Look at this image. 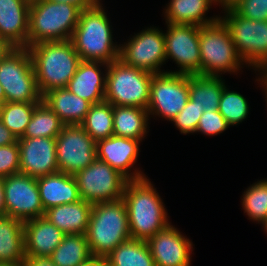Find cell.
Returning a JSON list of instances; mask_svg holds the SVG:
<instances>
[{
	"label": "cell",
	"mask_w": 267,
	"mask_h": 266,
	"mask_svg": "<svg viewBox=\"0 0 267 266\" xmlns=\"http://www.w3.org/2000/svg\"><path fill=\"white\" fill-rule=\"evenodd\" d=\"M220 19L225 23L237 53L248 67L263 71L267 67V21L250 20L240 16L231 6Z\"/></svg>",
	"instance_id": "obj_8"
},
{
	"label": "cell",
	"mask_w": 267,
	"mask_h": 266,
	"mask_svg": "<svg viewBox=\"0 0 267 266\" xmlns=\"http://www.w3.org/2000/svg\"><path fill=\"white\" fill-rule=\"evenodd\" d=\"M215 1L218 2L219 6L221 5V7L228 6V0H215Z\"/></svg>",
	"instance_id": "obj_48"
},
{
	"label": "cell",
	"mask_w": 267,
	"mask_h": 266,
	"mask_svg": "<svg viewBox=\"0 0 267 266\" xmlns=\"http://www.w3.org/2000/svg\"><path fill=\"white\" fill-rule=\"evenodd\" d=\"M97 159L96 141L81 125H64L56 137L59 172L75 175Z\"/></svg>",
	"instance_id": "obj_13"
},
{
	"label": "cell",
	"mask_w": 267,
	"mask_h": 266,
	"mask_svg": "<svg viewBox=\"0 0 267 266\" xmlns=\"http://www.w3.org/2000/svg\"><path fill=\"white\" fill-rule=\"evenodd\" d=\"M105 101L113 106L147 109L153 73L124 64L120 59L108 64Z\"/></svg>",
	"instance_id": "obj_7"
},
{
	"label": "cell",
	"mask_w": 267,
	"mask_h": 266,
	"mask_svg": "<svg viewBox=\"0 0 267 266\" xmlns=\"http://www.w3.org/2000/svg\"><path fill=\"white\" fill-rule=\"evenodd\" d=\"M147 177L128 181L123 201L127 209L131 239L145 240L170 224L159 193Z\"/></svg>",
	"instance_id": "obj_1"
},
{
	"label": "cell",
	"mask_w": 267,
	"mask_h": 266,
	"mask_svg": "<svg viewBox=\"0 0 267 266\" xmlns=\"http://www.w3.org/2000/svg\"><path fill=\"white\" fill-rule=\"evenodd\" d=\"M241 200L244 213L249 219L263 224L267 219V179L250 185Z\"/></svg>",
	"instance_id": "obj_34"
},
{
	"label": "cell",
	"mask_w": 267,
	"mask_h": 266,
	"mask_svg": "<svg viewBox=\"0 0 267 266\" xmlns=\"http://www.w3.org/2000/svg\"><path fill=\"white\" fill-rule=\"evenodd\" d=\"M92 203L79 200L49 208L44 217L65 234L85 235L90 221Z\"/></svg>",
	"instance_id": "obj_23"
},
{
	"label": "cell",
	"mask_w": 267,
	"mask_h": 266,
	"mask_svg": "<svg viewBox=\"0 0 267 266\" xmlns=\"http://www.w3.org/2000/svg\"><path fill=\"white\" fill-rule=\"evenodd\" d=\"M6 215L21 221L44 217L37 179L17 173L3 177Z\"/></svg>",
	"instance_id": "obj_15"
},
{
	"label": "cell",
	"mask_w": 267,
	"mask_h": 266,
	"mask_svg": "<svg viewBox=\"0 0 267 266\" xmlns=\"http://www.w3.org/2000/svg\"><path fill=\"white\" fill-rule=\"evenodd\" d=\"M29 0H0V40L13 48L28 47Z\"/></svg>",
	"instance_id": "obj_19"
},
{
	"label": "cell",
	"mask_w": 267,
	"mask_h": 266,
	"mask_svg": "<svg viewBox=\"0 0 267 266\" xmlns=\"http://www.w3.org/2000/svg\"><path fill=\"white\" fill-rule=\"evenodd\" d=\"M81 9L70 3L33 0L29 8L28 47L44 41L70 40Z\"/></svg>",
	"instance_id": "obj_5"
},
{
	"label": "cell",
	"mask_w": 267,
	"mask_h": 266,
	"mask_svg": "<svg viewBox=\"0 0 267 266\" xmlns=\"http://www.w3.org/2000/svg\"><path fill=\"white\" fill-rule=\"evenodd\" d=\"M236 0H228V6H230Z\"/></svg>",
	"instance_id": "obj_54"
},
{
	"label": "cell",
	"mask_w": 267,
	"mask_h": 266,
	"mask_svg": "<svg viewBox=\"0 0 267 266\" xmlns=\"http://www.w3.org/2000/svg\"><path fill=\"white\" fill-rule=\"evenodd\" d=\"M56 266H78L93 257L85 235L65 234L49 256Z\"/></svg>",
	"instance_id": "obj_29"
},
{
	"label": "cell",
	"mask_w": 267,
	"mask_h": 266,
	"mask_svg": "<svg viewBox=\"0 0 267 266\" xmlns=\"http://www.w3.org/2000/svg\"><path fill=\"white\" fill-rule=\"evenodd\" d=\"M230 126L218 110L204 111L197 125L196 133L201 132L207 136L218 135Z\"/></svg>",
	"instance_id": "obj_39"
},
{
	"label": "cell",
	"mask_w": 267,
	"mask_h": 266,
	"mask_svg": "<svg viewBox=\"0 0 267 266\" xmlns=\"http://www.w3.org/2000/svg\"><path fill=\"white\" fill-rule=\"evenodd\" d=\"M85 237L91 254L100 258H105L118 245L131 239L123 198L92 205Z\"/></svg>",
	"instance_id": "obj_4"
},
{
	"label": "cell",
	"mask_w": 267,
	"mask_h": 266,
	"mask_svg": "<svg viewBox=\"0 0 267 266\" xmlns=\"http://www.w3.org/2000/svg\"><path fill=\"white\" fill-rule=\"evenodd\" d=\"M20 173L39 178L59 172L56 138H19Z\"/></svg>",
	"instance_id": "obj_17"
},
{
	"label": "cell",
	"mask_w": 267,
	"mask_h": 266,
	"mask_svg": "<svg viewBox=\"0 0 267 266\" xmlns=\"http://www.w3.org/2000/svg\"><path fill=\"white\" fill-rule=\"evenodd\" d=\"M102 5L81 10L70 41L82 61L110 64L119 59L120 45L113 41L112 25Z\"/></svg>",
	"instance_id": "obj_2"
},
{
	"label": "cell",
	"mask_w": 267,
	"mask_h": 266,
	"mask_svg": "<svg viewBox=\"0 0 267 266\" xmlns=\"http://www.w3.org/2000/svg\"><path fill=\"white\" fill-rule=\"evenodd\" d=\"M24 222L0 217V263H23L25 259Z\"/></svg>",
	"instance_id": "obj_26"
},
{
	"label": "cell",
	"mask_w": 267,
	"mask_h": 266,
	"mask_svg": "<svg viewBox=\"0 0 267 266\" xmlns=\"http://www.w3.org/2000/svg\"><path fill=\"white\" fill-rule=\"evenodd\" d=\"M215 0H170L165 7V22L169 24H184L204 26L220 19L219 16L207 18L206 13Z\"/></svg>",
	"instance_id": "obj_25"
},
{
	"label": "cell",
	"mask_w": 267,
	"mask_h": 266,
	"mask_svg": "<svg viewBox=\"0 0 267 266\" xmlns=\"http://www.w3.org/2000/svg\"><path fill=\"white\" fill-rule=\"evenodd\" d=\"M230 6L246 19L267 21V0H236Z\"/></svg>",
	"instance_id": "obj_38"
},
{
	"label": "cell",
	"mask_w": 267,
	"mask_h": 266,
	"mask_svg": "<svg viewBox=\"0 0 267 266\" xmlns=\"http://www.w3.org/2000/svg\"><path fill=\"white\" fill-rule=\"evenodd\" d=\"M156 266H190L193 243L171 223L147 241Z\"/></svg>",
	"instance_id": "obj_16"
},
{
	"label": "cell",
	"mask_w": 267,
	"mask_h": 266,
	"mask_svg": "<svg viewBox=\"0 0 267 266\" xmlns=\"http://www.w3.org/2000/svg\"><path fill=\"white\" fill-rule=\"evenodd\" d=\"M40 102H4L0 121L17 139L24 135L35 107Z\"/></svg>",
	"instance_id": "obj_33"
},
{
	"label": "cell",
	"mask_w": 267,
	"mask_h": 266,
	"mask_svg": "<svg viewBox=\"0 0 267 266\" xmlns=\"http://www.w3.org/2000/svg\"><path fill=\"white\" fill-rule=\"evenodd\" d=\"M259 76H261V77H258V79H256L257 80V82L258 81H260L261 83H260V85H262L263 87L262 88H264V92H265V95H266V104H267V83L263 80V77H262V75H261V73H260V75Z\"/></svg>",
	"instance_id": "obj_46"
},
{
	"label": "cell",
	"mask_w": 267,
	"mask_h": 266,
	"mask_svg": "<svg viewBox=\"0 0 267 266\" xmlns=\"http://www.w3.org/2000/svg\"><path fill=\"white\" fill-rule=\"evenodd\" d=\"M64 123L43 101L34 109L30 122L21 138L47 137L56 138Z\"/></svg>",
	"instance_id": "obj_31"
},
{
	"label": "cell",
	"mask_w": 267,
	"mask_h": 266,
	"mask_svg": "<svg viewBox=\"0 0 267 266\" xmlns=\"http://www.w3.org/2000/svg\"><path fill=\"white\" fill-rule=\"evenodd\" d=\"M203 112L204 108H201L189 99L184 109L171 122L174 123L182 134L196 133L197 125Z\"/></svg>",
	"instance_id": "obj_36"
},
{
	"label": "cell",
	"mask_w": 267,
	"mask_h": 266,
	"mask_svg": "<svg viewBox=\"0 0 267 266\" xmlns=\"http://www.w3.org/2000/svg\"><path fill=\"white\" fill-rule=\"evenodd\" d=\"M119 45V59L124 64L153 74L167 72L160 69L166 63L165 37L156 26L143 29Z\"/></svg>",
	"instance_id": "obj_11"
},
{
	"label": "cell",
	"mask_w": 267,
	"mask_h": 266,
	"mask_svg": "<svg viewBox=\"0 0 267 266\" xmlns=\"http://www.w3.org/2000/svg\"><path fill=\"white\" fill-rule=\"evenodd\" d=\"M64 235L45 217L24 221L25 255L49 257L62 242Z\"/></svg>",
	"instance_id": "obj_21"
},
{
	"label": "cell",
	"mask_w": 267,
	"mask_h": 266,
	"mask_svg": "<svg viewBox=\"0 0 267 266\" xmlns=\"http://www.w3.org/2000/svg\"><path fill=\"white\" fill-rule=\"evenodd\" d=\"M104 258H100V257H95L93 256L91 259H89L88 261L78 265V266H98L99 263L103 260Z\"/></svg>",
	"instance_id": "obj_45"
},
{
	"label": "cell",
	"mask_w": 267,
	"mask_h": 266,
	"mask_svg": "<svg viewBox=\"0 0 267 266\" xmlns=\"http://www.w3.org/2000/svg\"><path fill=\"white\" fill-rule=\"evenodd\" d=\"M0 266H24L23 263L9 264V263H0Z\"/></svg>",
	"instance_id": "obj_49"
},
{
	"label": "cell",
	"mask_w": 267,
	"mask_h": 266,
	"mask_svg": "<svg viewBox=\"0 0 267 266\" xmlns=\"http://www.w3.org/2000/svg\"><path fill=\"white\" fill-rule=\"evenodd\" d=\"M218 111L229 126H235L248 116L249 104L242 94L231 91L225 86L220 98Z\"/></svg>",
	"instance_id": "obj_35"
},
{
	"label": "cell",
	"mask_w": 267,
	"mask_h": 266,
	"mask_svg": "<svg viewBox=\"0 0 267 266\" xmlns=\"http://www.w3.org/2000/svg\"><path fill=\"white\" fill-rule=\"evenodd\" d=\"M107 67V63L100 61H81L66 88L91 104L105 101Z\"/></svg>",
	"instance_id": "obj_20"
},
{
	"label": "cell",
	"mask_w": 267,
	"mask_h": 266,
	"mask_svg": "<svg viewBox=\"0 0 267 266\" xmlns=\"http://www.w3.org/2000/svg\"><path fill=\"white\" fill-rule=\"evenodd\" d=\"M147 109L133 106H113V133L116 136L144 140L149 132Z\"/></svg>",
	"instance_id": "obj_27"
},
{
	"label": "cell",
	"mask_w": 267,
	"mask_h": 266,
	"mask_svg": "<svg viewBox=\"0 0 267 266\" xmlns=\"http://www.w3.org/2000/svg\"><path fill=\"white\" fill-rule=\"evenodd\" d=\"M37 185L44 210L81 200L73 175L62 172L37 178Z\"/></svg>",
	"instance_id": "obj_22"
},
{
	"label": "cell",
	"mask_w": 267,
	"mask_h": 266,
	"mask_svg": "<svg viewBox=\"0 0 267 266\" xmlns=\"http://www.w3.org/2000/svg\"><path fill=\"white\" fill-rule=\"evenodd\" d=\"M111 266H156L145 240L129 239L105 258Z\"/></svg>",
	"instance_id": "obj_30"
},
{
	"label": "cell",
	"mask_w": 267,
	"mask_h": 266,
	"mask_svg": "<svg viewBox=\"0 0 267 266\" xmlns=\"http://www.w3.org/2000/svg\"><path fill=\"white\" fill-rule=\"evenodd\" d=\"M199 45L201 75L220 76L227 72L237 74L244 65L229 30L221 19L199 26Z\"/></svg>",
	"instance_id": "obj_6"
},
{
	"label": "cell",
	"mask_w": 267,
	"mask_h": 266,
	"mask_svg": "<svg viewBox=\"0 0 267 266\" xmlns=\"http://www.w3.org/2000/svg\"><path fill=\"white\" fill-rule=\"evenodd\" d=\"M98 266H111V264L107 260L103 259Z\"/></svg>",
	"instance_id": "obj_51"
},
{
	"label": "cell",
	"mask_w": 267,
	"mask_h": 266,
	"mask_svg": "<svg viewBox=\"0 0 267 266\" xmlns=\"http://www.w3.org/2000/svg\"><path fill=\"white\" fill-rule=\"evenodd\" d=\"M0 83L5 102H41L28 48H13L0 62Z\"/></svg>",
	"instance_id": "obj_9"
},
{
	"label": "cell",
	"mask_w": 267,
	"mask_h": 266,
	"mask_svg": "<svg viewBox=\"0 0 267 266\" xmlns=\"http://www.w3.org/2000/svg\"><path fill=\"white\" fill-rule=\"evenodd\" d=\"M3 104H4V103H1V102H0V116H1V113H2V107H3Z\"/></svg>",
	"instance_id": "obj_53"
},
{
	"label": "cell",
	"mask_w": 267,
	"mask_h": 266,
	"mask_svg": "<svg viewBox=\"0 0 267 266\" xmlns=\"http://www.w3.org/2000/svg\"><path fill=\"white\" fill-rule=\"evenodd\" d=\"M81 126L96 142L113 136V105L107 101L92 104Z\"/></svg>",
	"instance_id": "obj_32"
},
{
	"label": "cell",
	"mask_w": 267,
	"mask_h": 266,
	"mask_svg": "<svg viewBox=\"0 0 267 266\" xmlns=\"http://www.w3.org/2000/svg\"><path fill=\"white\" fill-rule=\"evenodd\" d=\"M42 101L58 115L64 125H81L92 105L67 88H56L44 93Z\"/></svg>",
	"instance_id": "obj_24"
},
{
	"label": "cell",
	"mask_w": 267,
	"mask_h": 266,
	"mask_svg": "<svg viewBox=\"0 0 267 266\" xmlns=\"http://www.w3.org/2000/svg\"><path fill=\"white\" fill-rule=\"evenodd\" d=\"M222 76L189 75V99L204 111L218 110L225 80Z\"/></svg>",
	"instance_id": "obj_28"
},
{
	"label": "cell",
	"mask_w": 267,
	"mask_h": 266,
	"mask_svg": "<svg viewBox=\"0 0 267 266\" xmlns=\"http://www.w3.org/2000/svg\"><path fill=\"white\" fill-rule=\"evenodd\" d=\"M189 100V75L164 72L153 74L147 111L171 121Z\"/></svg>",
	"instance_id": "obj_12"
},
{
	"label": "cell",
	"mask_w": 267,
	"mask_h": 266,
	"mask_svg": "<svg viewBox=\"0 0 267 266\" xmlns=\"http://www.w3.org/2000/svg\"><path fill=\"white\" fill-rule=\"evenodd\" d=\"M27 48L41 95L66 88L82 61L70 40L44 41Z\"/></svg>",
	"instance_id": "obj_3"
},
{
	"label": "cell",
	"mask_w": 267,
	"mask_h": 266,
	"mask_svg": "<svg viewBox=\"0 0 267 266\" xmlns=\"http://www.w3.org/2000/svg\"><path fill=\"white\" fill-rule=\"evenodd\" d=\"M0 102L1 103L5 102V93H4V90H3L1 83H0Z\"/></svg>",
	"instance_id": "obj_47"
},
{
	"label": "cell",
	"mask_w": 267,
	"mask_h": 266,
	"mask_svg": "<svg viewBox=\"0 0 267 266\" xmlns=\"http://www.w3.org/2000/svg\"><path fill=\"white\" fill-rule=\"evenodd\" d=\"M24 266H56L50 257L45 256H26Z\"/></svg>",
	"instance_id": "obj_40"
},
{
	"label": "cell",
	"mask_w": 267,
	"mask_h": 266,
	"mask_svg": "<svg viewBox=\"0 0 267 266\" xmlns=\"http://www.w3.org/2000/svg\"><path fill=\"white\" fill-rule=\"evenodd\" d=\"M56 3H70L78 6L81 10L93 7L100 3L102 0H49Z\"/></svg>",
	"instance_id": "obj_42"
},
{
	"label": "cell",
	"mask_w": 267,
	"mask_h": 266,
	"mask_svg": "<svg viewBox=\"0 0 267 266\" xmlns=\"http://www.w3.org/2000/svg\"><path fill=\"white\" fill-rule=\"evenodd\" d=\"M80 198L89 203L119 200L129 181L109 164L96 159L74 175Z\"/></svg>",
	"instance_id": "obj_10"
},
{
	"label": "cell",
	"mask_w": 267,
	"mask_h": 266,
	"mask_svg": "<svg viewBox=\"0 0 267 266\" xmlns=\"http://www.w3.org/2000/svg\"><path fill=\"white\" fill-rule=\"evenodd\" d=\"M17 141L15 135L0 121V146L13 144Z\"/></svg>",
	"instance_id": "obj_41"
},
{
	"label": "cell",
	"mask_w": 267,
	"mask_h": 266,
	"mask_svg": "<svg viewBox=\"0 0 267 266\" xmlns=\"http://www.w3.org/2000/svg\"><path fill=\"white\" fill-rule=\"evenodd\" d=\"M13 49V47L3 41V40H0V62L5 58V56Z\"/></svg>",
	"instance_id": "obj_44"
},
{
	"label": "cell",
	"mask_w": 267,
	"mask_h": 266,
	"mask_svg": "<svg viewBox=\"0 0 267 266\" xmlns=\"http://www.w3.org/2000/svg\"><path fill=\"white\" fill-rule=\"evenodd\" d=\"M260 73H262L263 80L267 83V67Z\"/></svg>",
	"instance_id": "obj_50"
},
{
	"label": "cell",
	"mask_w": 267,
	"mask_h": 266,
	"mask_svg": "<svg viewBox=\"0 0 267 266\" xmlns=\"http://www.w3.org/2000/svg\"><path fill=\"white\" fill-rule=\"evenodd\" d=\"M1 216H6L5 196L2 177H0V217Z\"/></svg>",
	"instance_id": "obj_43"
},
{
	"label": "cell",
	"mask_w": 267,
	"mask_h": 266,
	"mask_svg": "<svg viewBox=\"0 0 267 266\" xmlns=\"http://www.w3.org/2000/svg\"><path fill=\"white\" fill-rule=\"evenodd\" d=\"M264 231L267 233V219L266 221L262 224Z\"/></svg>",
	"instance_id": "obj_52"
},
{
	"label": "cell",
	"mask_w": 267,
	"mask_h": 266,
	"mask_svg": "<svg viewBox=\"0 0 267 266\" xmlns=\"http://www.w3.org/2000/svg\"><path fill=\"white\" fill-rule=\"evenodd\" d=\"M142 140H135L120 136H110L96 142L97 158L109 164L129 181L147 177L141 170H130L139 157V144ZM131 172V173H130Z\"/></svg>",
	"instance_id": "obj_18"
},
{
	"label": "cell",
	"mask_w": 267,
	"mask_h": 266,
	"mask_svg": "<svg viewBox=\"0 0 267 266\" xmlns=\"http://www.w3.org/2000/svg\"><path fill=\"white\" fill-rule=\"evenodd\" d=\"M20 173V150L18 141L0 146V177Z\"/></svg>",
	"instance_id": "obj_37"
},
{
	"label": "cell",
	"mask_w": 267,
	"mask_h": 266,
	"mask_svg": "<svg viewBox=\"0 0 267 266\" xmlns=\"http://www.w3.org/2000/svg\"><path fill=\"white\" fill-rule=\"evenodd\" d=\"M165 37L166 60L172 59L178 71H167L184 75H201L199 26L169 24Z\"/></svg>",
	"instance_id": "obj_14"
}]
</instances>
